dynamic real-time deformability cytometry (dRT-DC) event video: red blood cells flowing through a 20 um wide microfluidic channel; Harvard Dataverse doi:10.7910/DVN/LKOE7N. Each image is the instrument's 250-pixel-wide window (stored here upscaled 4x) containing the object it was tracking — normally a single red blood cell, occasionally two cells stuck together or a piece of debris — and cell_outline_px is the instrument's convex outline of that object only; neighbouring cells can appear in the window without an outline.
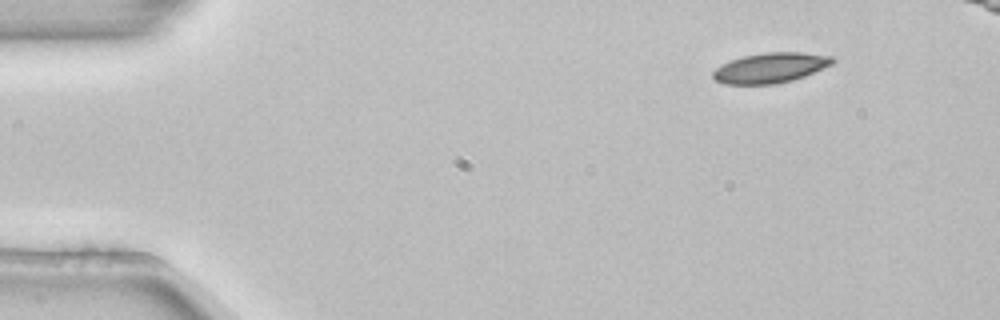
{"species": "common noctule bat (a hibernating species)", "species_latin": "Nyctalus noctula", "temperature_condition": "room temperature", "stored_images_in_passage": 4, "camera_frame_rate_fps": 3000, "um_per_image_px": 0.085, "animal": {"sex": "female", "body_mass_g": 22.7, "forearm_length_mm": 54.2}, "frame": {"image": 1, "passage_image": 1, "time_ms": 0.0, "image_size_px": [1000, 320], "cell_outline_px": [[836, 60], [832, 64], [804, 76], [792, 80], [776, 84], [724, 84], [716, 80], [712, 76], [712, 72], [720, 64], [744, 56], [764, 52], [800, 52], [832, 56]], "centroid_in_image_um": [65.47, 5.76], "position_along_channel_um": 19.5, "area_um2": 20.92}}